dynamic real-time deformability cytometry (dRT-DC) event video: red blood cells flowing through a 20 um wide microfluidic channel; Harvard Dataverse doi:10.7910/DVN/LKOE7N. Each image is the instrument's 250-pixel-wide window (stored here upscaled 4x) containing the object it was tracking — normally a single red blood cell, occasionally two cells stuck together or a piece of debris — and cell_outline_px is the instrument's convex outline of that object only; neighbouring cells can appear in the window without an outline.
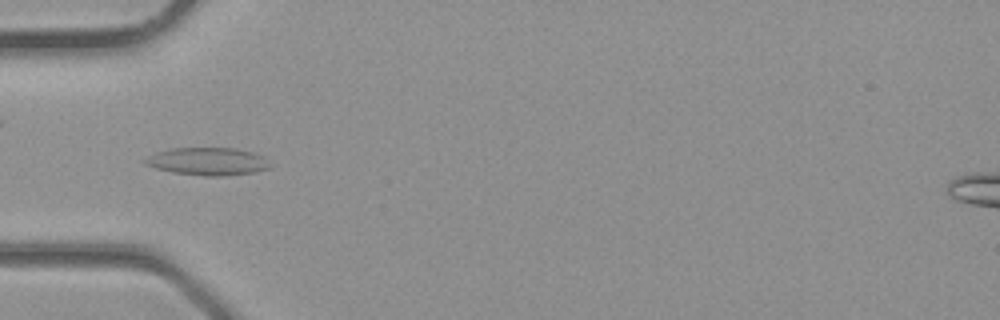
{"species": "common noctule bat (a hibernating species)", "species_latin": "Nyctalus noctula", "temperature_condition": "room temperature", "stored_images_in_passage": 4, "camera_frame_rate_fps": 3000, "um_per_image_px": 0.085, "animal": {"sex": "male", "body_mass_g": 23.1, "forearm_length_mm": 52.7}, "frame": {"image": 1, "passage_image": 4, "time_ms": 1.0, "image_size_px": [1000, 320], "cell_outline_px": [[272, 168], [256, 172], [224, 176], [204, 176], [172, 172], [156, 168], [144, 164], [140, 160], [156, 152], [172, 148], [236, 148], [252, 152], [264, 156], [272, 164]], "centroid_in_image_um": [17.68, 13.72], "position_along_channel_um": 67.3, "area_um2": 20.52}}